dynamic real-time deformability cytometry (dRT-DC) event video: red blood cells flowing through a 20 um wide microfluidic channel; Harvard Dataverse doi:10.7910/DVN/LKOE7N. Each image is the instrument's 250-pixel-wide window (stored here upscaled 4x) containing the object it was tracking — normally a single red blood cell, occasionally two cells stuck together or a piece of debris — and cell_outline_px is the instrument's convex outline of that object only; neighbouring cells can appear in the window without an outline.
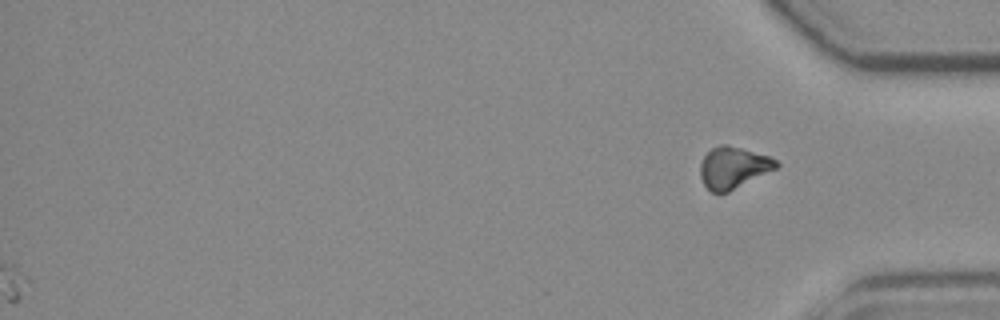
{"species": "common noctule bat (a hibernating species)", "species_latin": "Nyctalus noctula", "temperature_condition": "room temperature", "stored_images_in_passage": 48, "segment_of_instrument_passage": [2, 2], "camera_frame_rate_fps": 3000, "um_per_image_px": 0.085, "animal": {"sex": "female", "body_mass_g": 19.3, "forearm_length_mm": 54.1}, "frame": {"image": 1, "passage_image": 48, "time_ms": 15.667, "image_size_px": [1000, 320], "cell_outline_px": [[780, 164], [776, 168], [728, 192], [712, 192], [704, 184], [700, 176], [700, 164], [704, 156], [712, 148], [720, 144], [728, 144], [768, 156], [776, 160]], "centroid_in_image_um": [62.31, 14.23], "position_along_channel_um": 372.9, "area_um2": 18.15}}